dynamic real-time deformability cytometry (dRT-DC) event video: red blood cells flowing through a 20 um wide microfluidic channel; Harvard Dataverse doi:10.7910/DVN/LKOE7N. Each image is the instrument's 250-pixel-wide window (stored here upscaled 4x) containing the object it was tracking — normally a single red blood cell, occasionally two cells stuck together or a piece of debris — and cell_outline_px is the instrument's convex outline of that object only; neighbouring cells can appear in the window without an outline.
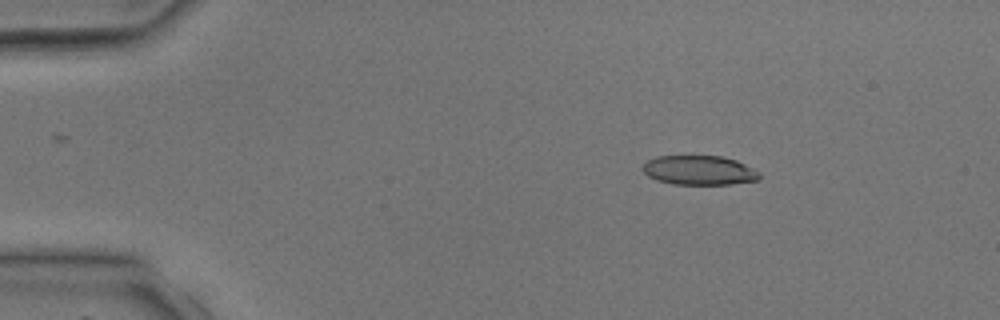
{"species": "common noctule bat (a hibernating species)", "species_latin": "Nyctalus noctula", "temperature_condition": "room temperature", "stored_images_in_passage": 2, "camera_frame_rate_fps": 3000, "um_per_image_px": 0.085, "animal": {"sex": "male", "body_mass_g": 17.9, "forearm_length_mm": 54.2}, "frame": {"image": 1, "passage_image": 1, "time_ms": 0.0, "image_size_px": [1000, 320], "cell_outline_px": [[760, 180], [732, 184], [672, 184], [656, 180], [648, 176], [644, 172], [644, 164], [648, 160], [656, 156], [720, 156], [736, 160], [760, 172]], "centroid_in_image_um": [59.45, 14.48], "position_along_channel_um": 25.5, "area_um2": 19.94}}